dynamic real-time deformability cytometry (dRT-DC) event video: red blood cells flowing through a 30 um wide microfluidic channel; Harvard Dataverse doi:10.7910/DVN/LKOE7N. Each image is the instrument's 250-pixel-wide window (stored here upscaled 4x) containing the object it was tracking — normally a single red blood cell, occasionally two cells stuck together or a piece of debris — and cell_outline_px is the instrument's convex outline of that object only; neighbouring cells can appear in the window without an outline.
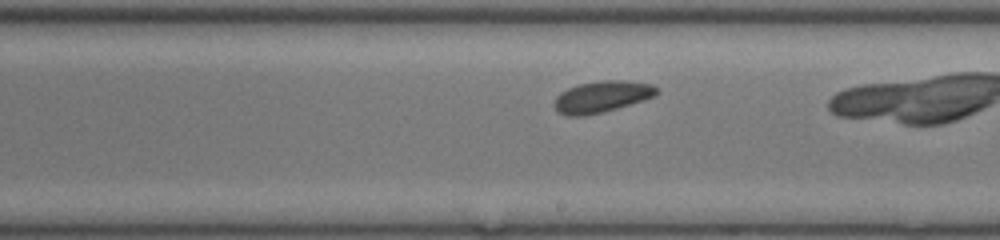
{"species": "common noctule bat (a hibernating species)", "species_latin": "Nyctalus noctula", "temperature_condition": "room temperature", "stored_images_in_passage": 25, "camera_frame_rate_fps": 3000, "um_per_image_px": 0.085, "animal": {"sex": "female", "body_mass_g": 17.0, "forearm_length_mm": 48.0}, "frame": {"image": 1, "passage_image": 15, "time_ms": 4.667, "image_size_px": [1000, 240], "cell_outline_px": [[660, 92], [656, 96], [644, 100], [616, 108], [584, 116], [568, 116], [556, 112], [552, 104], [556, 96], [560, 92], [568, 88], [580, 84], [604, 80], [624, 80], [652, 84], [660, 88]], "centroid_in_image_um": [51.16, 8.22], "position_along_channel_um": 237.8, "area_um2": 18.96}}